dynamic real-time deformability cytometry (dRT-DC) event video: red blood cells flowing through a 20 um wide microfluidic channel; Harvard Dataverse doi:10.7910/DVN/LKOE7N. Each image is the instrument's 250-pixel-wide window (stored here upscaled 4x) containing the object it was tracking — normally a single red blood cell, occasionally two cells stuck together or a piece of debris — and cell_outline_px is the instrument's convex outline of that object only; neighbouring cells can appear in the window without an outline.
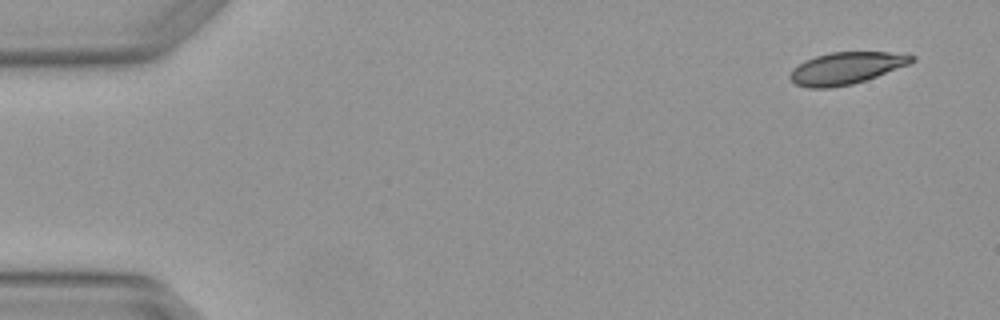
{"species": "Egyptian fruit bat (a non-hibernating species)", "species_latin": "Rousettus aegyptiacus", "temperature_condition": "warm", "stored_images_in_passage": 4, "camera_frame_rate_fps": 3000, "um_per_image_px": 0.085, "animal": {"sex": "female"}, "frame": {"image": 1, "passage_image": 1, "time_ms": 0.0, "image_size_px": [1000, 320], "cell_outline_px": [[916, 60], [908, 64], [876, 76], [852, 84], [832, 88], [808, 88], [796, 84], [788, 76], [792, 68], [804, 60], [816, 56], [832, 52], [888, 52], [916, 56]], "centroid_in_image_um": [71.87, 5.79], "position_along_channel_um": 13.1, "area_um2": 22.54}}